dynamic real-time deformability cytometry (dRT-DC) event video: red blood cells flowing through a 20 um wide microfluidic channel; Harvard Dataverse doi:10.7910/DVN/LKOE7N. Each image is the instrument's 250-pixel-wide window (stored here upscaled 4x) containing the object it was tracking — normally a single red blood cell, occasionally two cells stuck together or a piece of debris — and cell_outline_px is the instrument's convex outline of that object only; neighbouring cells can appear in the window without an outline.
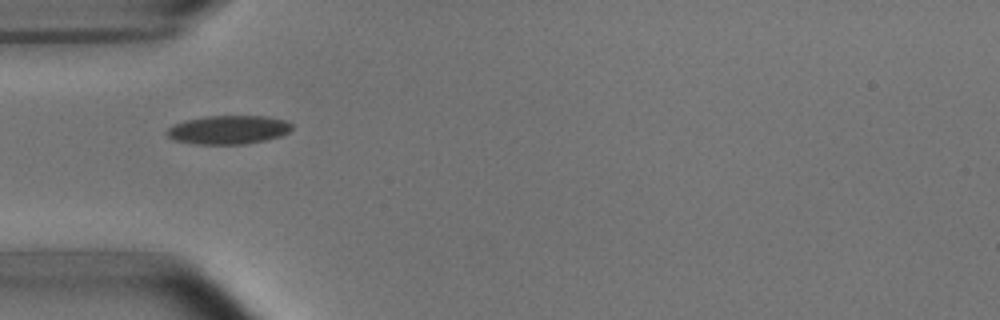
{"species": "common noctule bat (a hibernating species)", "species_latin": "Nyctalus noctula", "temperature_condition": "room temperature", "stored_images_in_passage": 6, "camera_frame_rate_fps": 3000, "um_per_image_px": 0.085, "animal": {"sex": "male", "body_mass_g": 15.6}, "frame": {"image": 1, "passage_image": 2, "time_ms": 1.0, "image_size_px": [1000, 320], "cell_outline_px": [[292, 128], [288, 132], [280, 136], [248, 144], [196, 144], [176, 140], [168, 136], [164, 132], [168, 128], [184, 120], [208, 116], [264, 116], [284, 120], [292, 124]], "centroid_in_image_um": [19.41, 11.03], "position_along_channel_um": 65.6, "area_um2": 20.75}}
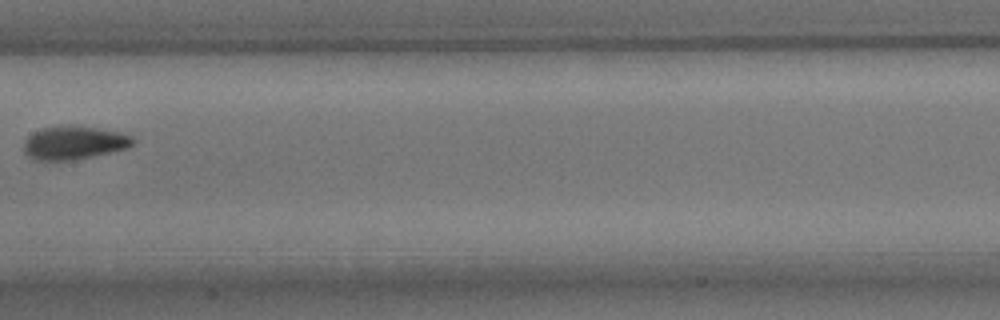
{"frame": {"image": 2, "passage_image": 5, "time_ms": 4.667, "image_size_px": [1000, 320], "cell_outline_px": [[136, 144], [128, 148], [112, 152], [72, 160], [32, 160], [24, 152], [24, 140], [32, 132], [44, 128], [96, 128], [120, 132], [132, 136], [136, 140]], "centroid_in_image_um": [6.32, 12.18], "position_along_channel_um": 201.1, "area_um2": 20.75}}
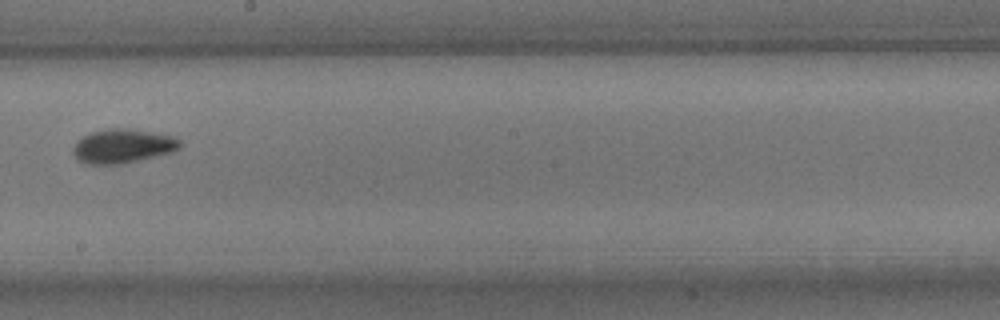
{"frame": {"image": 3, "passage_image": 6, "time_ms": 5.667, "image_size_px": [1000, 320], "cell_outline_px": [[180, 148], [172, 152], [124, 164], [88, 164], [80, 160], [72, 152], [72, 148], [84, 136], [92, 132], [108, 128], [128, 128], [172, 136], [180, 140]], "centroid_in_image_um": [10.45, 12.42], "position_along_channel_um": 237.8, "area_um2": 20.98}}